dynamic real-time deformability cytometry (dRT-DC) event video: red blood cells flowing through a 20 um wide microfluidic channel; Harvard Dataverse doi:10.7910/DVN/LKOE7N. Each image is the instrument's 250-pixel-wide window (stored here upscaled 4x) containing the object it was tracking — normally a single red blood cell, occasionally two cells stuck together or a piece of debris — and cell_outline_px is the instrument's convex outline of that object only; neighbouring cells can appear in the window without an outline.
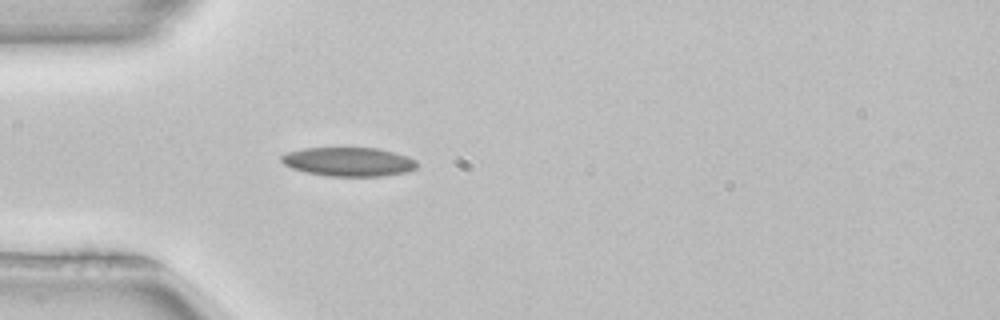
{"species": "common noctule bat (a hibernating species)", "species_latin": "Nyctalus noctula", "temperature_condition": "room temperature", "stored_images_in_passage": 31, "camera_frame_rate_fps": 3000, "um_per_image_px": 0.085, "animal": {"sex": "female", "body_mass_g": 22.7, "forearm_length_mm": 54.2}, "frame": {"image": 1, "passage_image": 1, "time_ms": 0.0, "image_size_px": [1000, 320], "cell_outline_px": [[416, 168], [408, 172], [384, 176], [328, 176], [304, 172], [292, 168], [284, 164], [280, 160], [280, 156], [288, 152], [304, 148], [380, 148], [408, 156], [416, 160]], "centroid_in_image_um": [29.64, 13.75], "position_along_channel_um": 55.4, "area_um2": 23.0}}
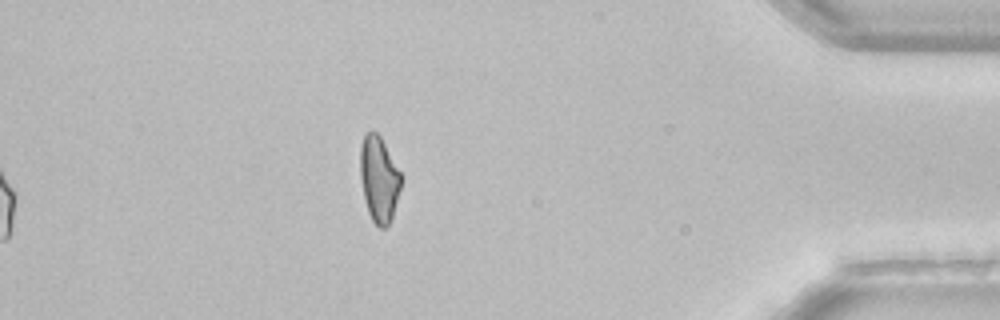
{"frame": {"image": 2, "passage_image": 31, "time_ms": 10.0, "image_size_px": [1000, 320], "cell_outline_px": [[400, 188], [392, 216], [388, 224], [384, 228], [380, 228], [372, 220], [368, 212], [364, 200], [360, 176], [360, 144], [364, 132], [376, 132], [380, 136], [400, 172]], "centroid_in_image_um": [32.17, 15.2], "position_along_channel_um": 403.0, "area_um2": 20.17}, "authors_computed_cell_mechanics": {"area_um2": 22.3108, "velocity_mm_per_s": 3.9909, "shape_relaxation_time_tau1_ms": 9.0612, "shape_relaxation_time_tau2_ms": null, "deformation_change_tau1": 0.1817, "deformation_change_tau2": null}}